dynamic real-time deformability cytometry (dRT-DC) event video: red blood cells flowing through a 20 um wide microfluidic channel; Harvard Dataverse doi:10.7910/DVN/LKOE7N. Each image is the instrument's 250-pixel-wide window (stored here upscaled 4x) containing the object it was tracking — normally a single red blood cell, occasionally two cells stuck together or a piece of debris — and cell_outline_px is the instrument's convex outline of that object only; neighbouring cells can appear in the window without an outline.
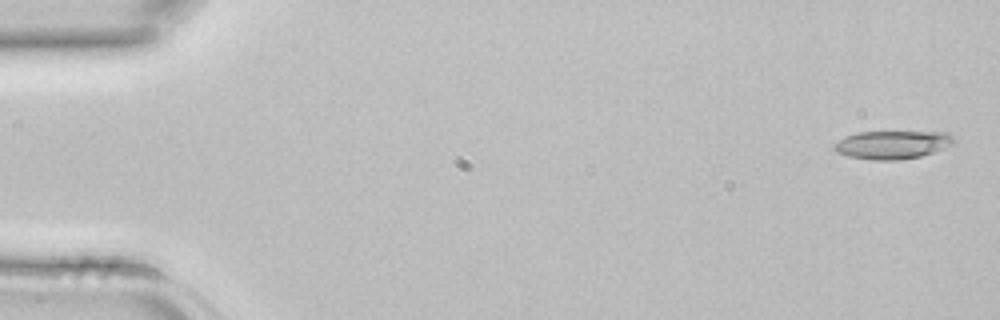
{"species": "common noctule bat (a hibernating species)", "species_latin": "Nyctalus noctula", "temperature_condition": "room temperature", "stored_images_in_passage": 4, "segment_of_instrument_passage": [1, 2], "camera_frame_rate_fps": 3000, "um_per_image_px": 0.085, "animal": {"sex": "female", "body_mass_g": 22.7, "forearm_length_mm": 54.2}, "frame": {"image": 1, "passage_image": 1, "time_ms": 0.0, "image_size_px": [1000, 320], "cell_outline_px": [[956, 140], [952, 144], [944, 148], [920, 156], [900, 160], [872, 160], [848, 156], [836, 152], [832, 148], [832, 144], [844, 136], [856, 132], [948, 132]], "centroid_in_image_um": [75.8, 12.3], "position_along_channel_um": 9.2, "area_um2": 19.83}}
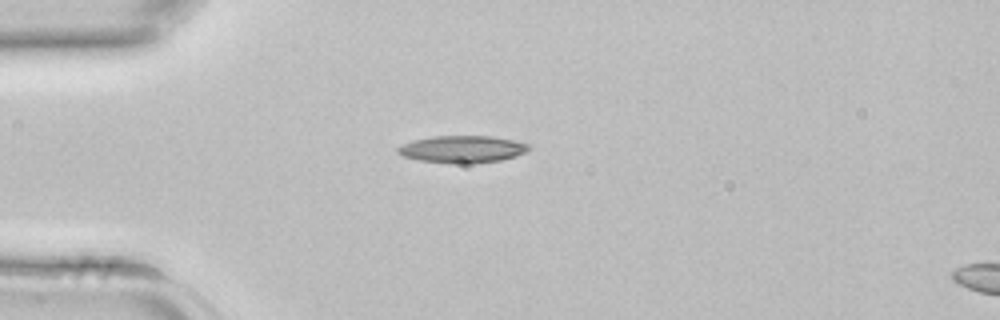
{"frame": {"image": 2, "passage_image": 3, "time_ms": 0.667, "image_size_px": [1000, 320], "cell_outline_px": [[532, 148], [528, 152], [516, 156], [500, 160], [472, 164], [448, 164], [420, 160], [404, 156], [396, 152], [396, 148], [412, 140], [432, 136], [492, 136], [516, 140], [528, 144]], "centroid_in_image_um": [39.33, 12.69], "position_along_channel_um": 45.7, "area_um2": 21.1}}